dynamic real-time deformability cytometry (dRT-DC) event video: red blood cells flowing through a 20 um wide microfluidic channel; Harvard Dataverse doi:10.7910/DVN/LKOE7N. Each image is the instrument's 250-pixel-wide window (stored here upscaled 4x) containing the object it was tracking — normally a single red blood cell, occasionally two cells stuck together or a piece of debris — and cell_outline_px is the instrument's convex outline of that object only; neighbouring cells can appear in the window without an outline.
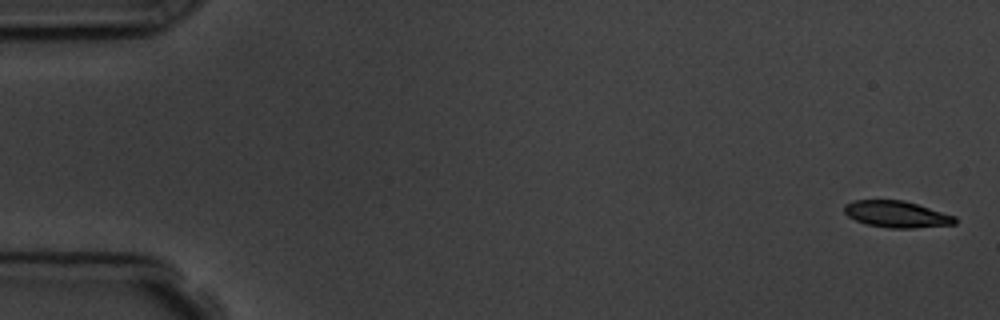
{"species": "common noctule bat (a hibernating species)", "species_latin": "Nyctalus noctula", "temperature_condition": "room temperature", "stored_images_in_passage": 7, "camera_frame_rate_fps": 3000, "um_per_image_px": 0.085, "animal": {"sex": "male", "body_mass_g": 19.5, "forearm_length_mm": 54.6}, "frame": {"image": 1, "passage_image": 1, "time_ms": 0.0, "image_size_px": [1000, 320], "cell_outline_px": [[956, 224], [912, 228], [888, 228], [868, 224], [856, 220], [848, 216], [844, 212], [844, 204], [852, 200], [904, 200], [956, 216]], "centroid_in_image_um": [76.21, 18.2], "position_along_channel_um": 8.8, "area_um2": 17.11}}
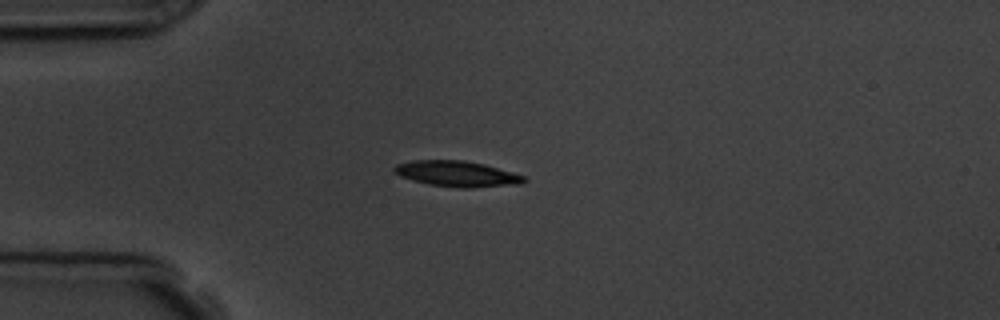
{"frame": {"image": 2, "passage_image": 5, "time_ms": 4.333, "image_size_px": [1000, 320], "cell_outline_px": [[528, 180], [520, 184], [468, 188], [460, 188], [428, 184], [412, 180], [400, 176], [392, 172], [392, 168], [396, 164], [412, 160], [464, 160], [484, 164], [512, 172], [524, 176]], "centroid_in_image_um": [38.81, 14.77], "position_along_channel_um": 46.2, "area_um2": 19.54}}
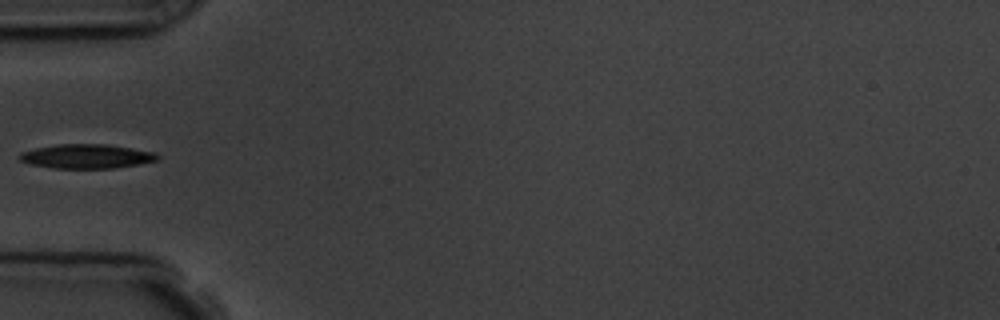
{"frame": {"image": 3, "passage_image": 6, "time_ms": 5.667, "image_size_px": [1000, 320], "cell_outline_px": [[160, 156], [156, 160], [136, 164], [112, 168], [52, 168], [32, 164], [20, 160], [16, 156], [20, 152], [36, 148], [56, 144], [108, 144], [156, 152]], "centroid_in_image_um": [7.33, 13.27], "position_along_channel_um": 77.7, "area_um2": 19.42}}